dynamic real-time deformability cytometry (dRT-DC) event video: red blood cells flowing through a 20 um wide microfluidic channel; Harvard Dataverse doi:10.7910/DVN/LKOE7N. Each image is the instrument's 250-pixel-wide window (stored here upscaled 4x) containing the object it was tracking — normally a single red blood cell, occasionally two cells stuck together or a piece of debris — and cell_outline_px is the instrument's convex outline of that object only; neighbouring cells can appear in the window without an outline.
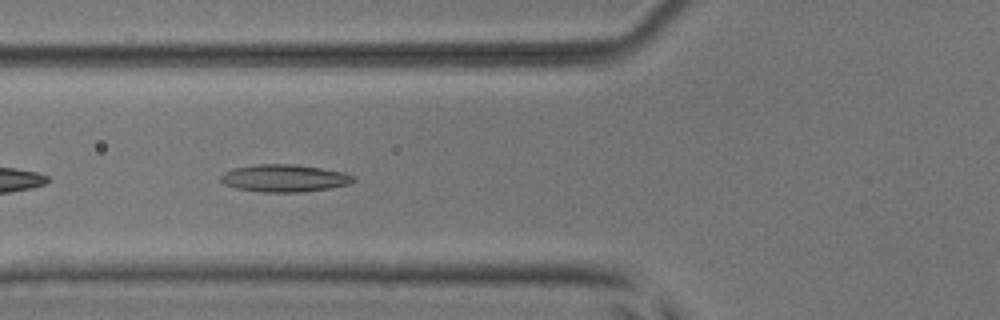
{"species": "common noctule bat (a hibernating species)", "species_latin": "Nyctalus noctula", "temperature_condition": "room temperature", "stored_images_in_passage": 37, "camera_frame_rate_fps": 3000, "um_per_image_px": 0.085, "animal": {"sex": "male", "body_mass_g": 17.9, "forearm_length_mm": 54.2}, "frame": {"image": 1, "passage_image": 5, "time_ms": 1.333, "image_size_px": [1000, 320], "cell_outline_px": [[356, 180], [348, 184], [328, 188], [300, 192], [260, 192], [236, 188], [224, 184], [220, 180], [220, 176], [224, 172], [232, 168], [256, 164], [296, 164], [344, 172], [352, 176]], "centroid_in_image_um": [24.12, 15.14], "position_along_channel_um": 101.7, "area_um2": 21.15}}
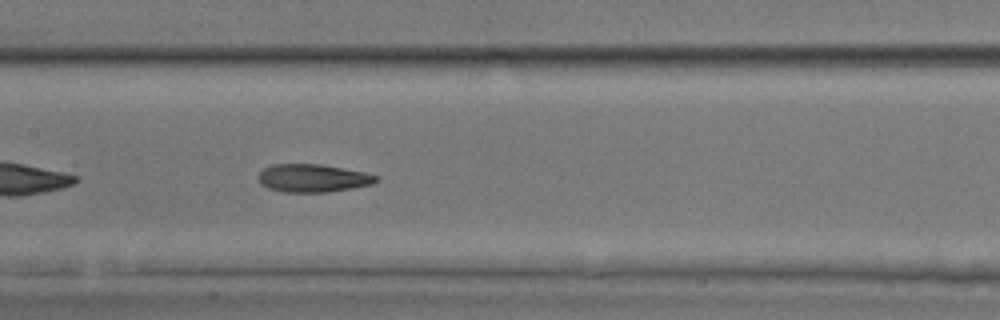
{"frame": {"image": 2, "passage_image": 11, "time_ms": 3.333, "image_size_px": [1000, 320], "cell_outline_px": [[380, 180], [372, 184], [352, 188], [328, 192], [284, 192], [268, 188], [260, 184], [260, 172], [264, 168], [272, 164], [320, 164], [364, 172], [380, 176]], "centroid_in_image_um": [26.63, 15.14], "position_along_channel_um": 180.8, "area_um2": 19.19}}
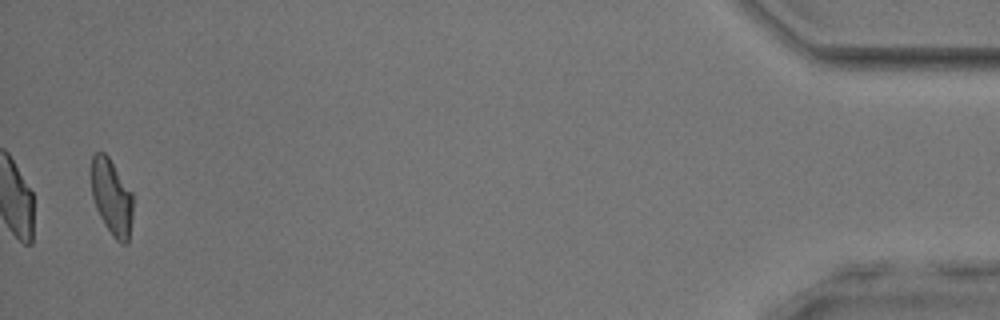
{"frame": {"image": 3, "passage_image": 36, "time_ms": 11.667, "image_size_px": [1000, 320], "cell_outline_px": [[132, 216], [128, 244], [120, 244], [112, 236], [104, 224], [96, 208], [92, 196], [92, 156], [96, 152], [104, 152], [108, 156], [132, 192]], "centroid_in_image_um": [9.5, 16.79], "position_along_channel_um": 425.7, "area_um2": 18.38}, "authors_computed_cell_mechanics": {"area_um2": 19.074, "velocity_mm_per_s": 3.9596, "shape_relaxation_time_tau1_ms": 7.1964, "shape_relaxation_time_tau2_ms": 2.6687, "deformation_change_tau1": 0.1582, "deformation_change_tau2": 0.1181}}